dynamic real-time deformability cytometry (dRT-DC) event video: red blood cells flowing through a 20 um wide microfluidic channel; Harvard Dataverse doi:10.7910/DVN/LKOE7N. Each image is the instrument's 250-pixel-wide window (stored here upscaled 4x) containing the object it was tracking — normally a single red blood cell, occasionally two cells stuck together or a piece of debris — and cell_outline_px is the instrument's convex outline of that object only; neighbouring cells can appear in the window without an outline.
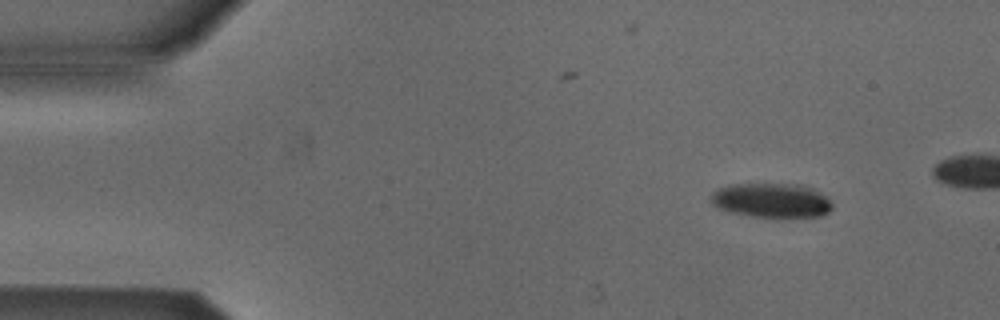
{"species": "Egyptian fruit bat (a non-hibernating species)", "species_latin": "Rousettus aegyptiacus", "temperature_condition": "cold", "stored_images_in_passage": 4, "camera_frame_rate_fps": 3000, "um_per_image_px": 0.085, "animal": {"sex": "male"}, "frame": {"image": 1, "passage_image": 1, "time_ms": 0.0, "image_size_px": [1000, 320], "cell_outline_px": [[832, 208], [828, 212], [820, 216], [752, 216], [732, 212], [716, 208], [712, 204], [712, 192], [716, 188], [728, 184], [796, 184], [812, 188], [824, 196], [832, 204]], "centroid_in_image_um": [65.52, 17.01], "position_along_channel_um": 19.5, "area_um2": 23.99}}